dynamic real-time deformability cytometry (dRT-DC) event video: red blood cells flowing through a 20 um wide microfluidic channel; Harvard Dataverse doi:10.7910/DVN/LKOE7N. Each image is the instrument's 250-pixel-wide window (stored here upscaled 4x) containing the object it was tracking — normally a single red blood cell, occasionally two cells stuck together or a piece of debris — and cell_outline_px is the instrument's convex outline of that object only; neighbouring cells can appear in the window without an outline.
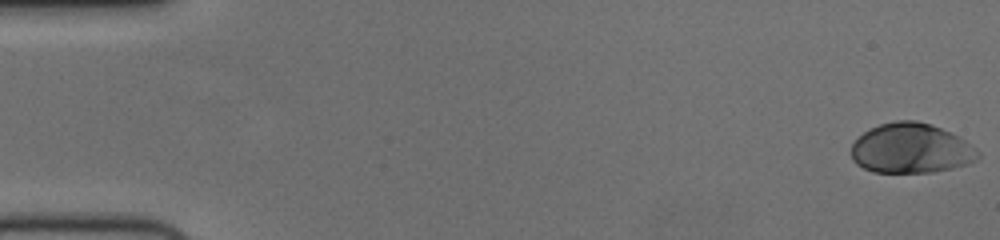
{"species": "human", "species_latin": "Homo sapiens", "temperature_condition": "cold", "stored_images_in_passage": 56, "camera_frame_rate_fps": 3000, "um_per_image_px": 0.085, "donor": {"sex": "female"}, "frame": {"image": 1, "passage_image": 1, "time_ms": 0.0, "image_size_px": [1000, 240], "cell_outline_px": [[980, 156], [976, 160], [968, 164], [952, 168], [932, 172], [872, 172], [856, 164], [852, 160], [852, 144], [864, 132], [880, 124], [896, 120], [916, 120], [932, 124], [964, 140], [976, 148], [980, 152]], "centroid_in_image_um": [77.44, 12.62], "position_along_channel_um": 7.6, "area_um2": 36.7}}
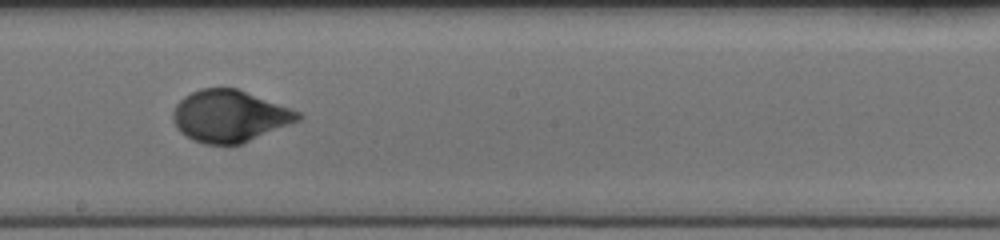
{"frame": {"image": 2, "passage_image": 32, "time_ms": 10.333, "image_size_px": [1000, 240], "cell_outline_px": [[304, 116], [300, 120], [240, 144], [204, 144], [192, 140], [184, 136], [176, 128], [172, 120], [172, 112], [176, 104], [184, 96], [200, 88], [236, 88], [300, 112]], "centroid_in_image_um": [19.47, 9.87], "position_along_channel_um": 228.7, "area_um2": 37.63}}
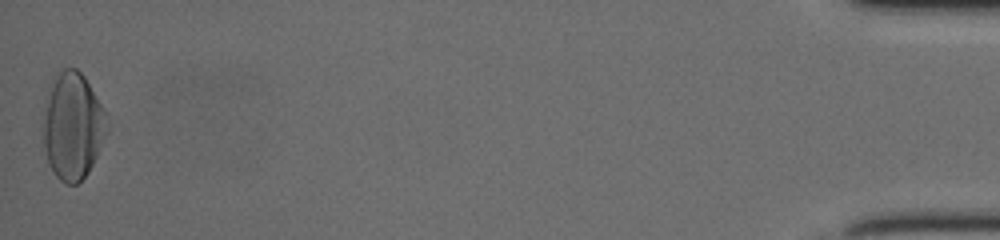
{"frame": {"image": 3, "passage_image": 56, "time_ms": 18.333, "image_size_px": [1000, 240], "cell_outline_px": [[108, 132], [88, 172], [76, 184], [64, 184], [56, 176], [48, 164], [44, 148], [44, 116], [48, 84], [64, 68], [76, 68], [84, 76], [100, 104], [104, 112], [108, 128]], "centroid_in_image_um": [6.16, 10.72], "position_along_channel_um": 429.0, "area_um2": 39.36}, "authors_computed_cell_mechanics": {"area_um2": 36.414, "velocity_mm_per_s": 3.7135, "shape_relaxation_time_tau1_ms": 3.3961, "shape_relaxation_time_tau2_ms": null, "deformation_change_tau1": 0.1764, "deformation_change_tau2": null}}